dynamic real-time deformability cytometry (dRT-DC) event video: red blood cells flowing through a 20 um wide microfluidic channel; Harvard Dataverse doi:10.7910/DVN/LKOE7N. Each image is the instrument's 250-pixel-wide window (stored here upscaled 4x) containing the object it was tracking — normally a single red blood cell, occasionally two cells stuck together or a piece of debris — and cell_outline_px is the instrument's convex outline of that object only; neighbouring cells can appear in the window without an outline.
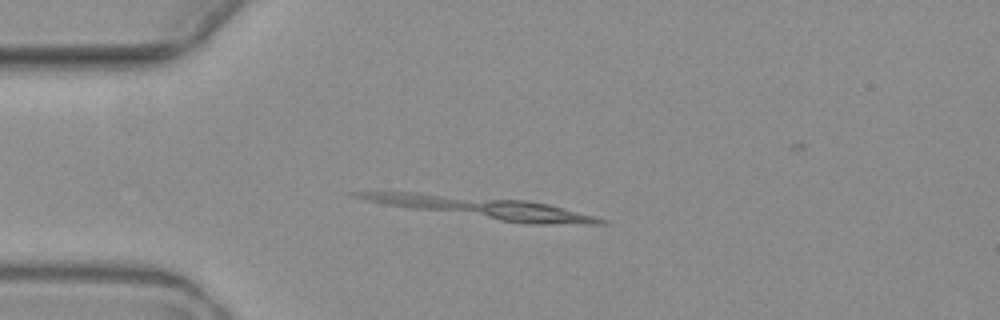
{"species": "common noctule bat (a hibernating species)", "species_latin": "Nyctalus noctula", "temperature_condition": "warm", "stored_images_in_passage": 2, "camera_frame_rate_fps": 3000, "um_per_image_px": 0.085, "animal": {"sex": "female", "body_mass_g": 19.3, "forearm_length_mm": 54.1}, "frame": {"image": 1, "passage_image": 1, "time_ms": 0.0, "image_size_px": [1000, 320], "cell_outline_px": [[608, 220], [604, 224], [528, 224], [408, 208], [368, 200], [352, 196], [348, 192], [416, 192], [528, 200], [548, 204]], "centroid_in_image_um": [41.09, 17.65], "position_along_channel_um": 43.9, "area_um2": 30.11}}